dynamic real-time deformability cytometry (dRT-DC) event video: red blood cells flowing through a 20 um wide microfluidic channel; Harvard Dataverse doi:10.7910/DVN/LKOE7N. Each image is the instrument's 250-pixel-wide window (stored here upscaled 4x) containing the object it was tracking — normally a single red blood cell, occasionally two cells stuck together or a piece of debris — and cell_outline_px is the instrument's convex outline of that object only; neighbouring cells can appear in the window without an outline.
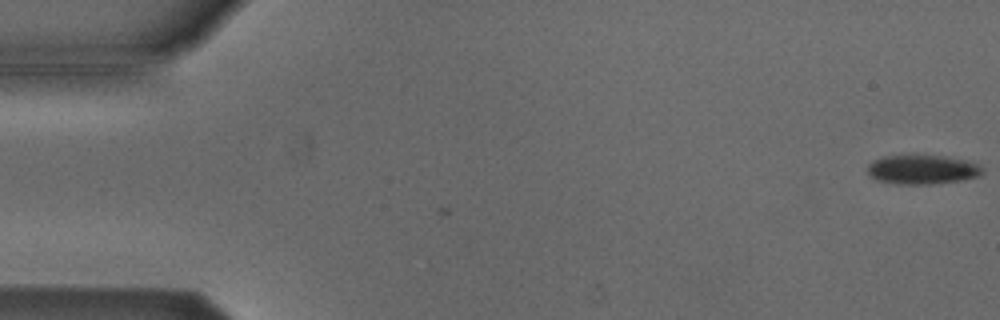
{"species": "Egyptian fruit bat (a non-hibernating species)", "species_latin": "Rousettus aegyptiacus", "temperature_condition": "cold", "stored_images_in_passage": 4, "camera_frame_rate_fps": 3000, "um_per_image_px": 0.085, "animal": {"sex": "male"}, "frame": {"image": 1, "passage_image": 1, "time_ms": 0.0, "image_size_px": [1000, 320], "cell_outline_px": [[984, 172], [976, 176], [964, 180], [932, 184], [896, 184], [876, 180], [868, 176], [868, 164], [872, 160], [884, 156], [912, 152], [940, 156], [960, 160], [976, 164], [984, 168]], "centroid_in_image_um": [78.3, 14.38], "position_along_channel_um": 6.7, "area_um2": 20.17}}